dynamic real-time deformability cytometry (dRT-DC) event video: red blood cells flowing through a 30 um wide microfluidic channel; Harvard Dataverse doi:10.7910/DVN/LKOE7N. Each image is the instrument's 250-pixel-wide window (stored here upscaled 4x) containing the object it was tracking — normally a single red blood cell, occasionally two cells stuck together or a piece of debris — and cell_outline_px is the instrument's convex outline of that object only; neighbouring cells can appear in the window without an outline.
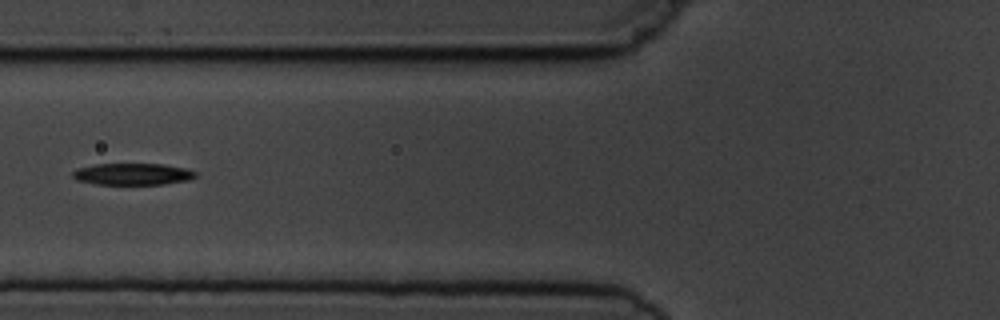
{"species": "common noctule bat (a hibernating species)", "species_latin": "Nyctalus noctula", "temperature_condition": "cold", "stored_images_in_passage": 10, "camera_frame_rate_fps": 3000, "um_per_image_px": 0.085, "animal": {"sex": "male", "body_mass_g": 19.5, "forearm_length_mm": 54.6}, "frame": {"image": 1, "passage_image": 7, "time_ms": 7.0, "image_size_px": [1000, 320], "cell_outline_px": [[196, 176], [188, 180], [164, 184], [96, 184], [76, 180], [72, 176], [72, 172], [76, 168], [96, 164], [164, 164], [188, 168], [196, 172]], "centroid_in_image_um": [11.27, 14.79], "position_along_channel_um": 114.5, "area_um2": 15.61}}
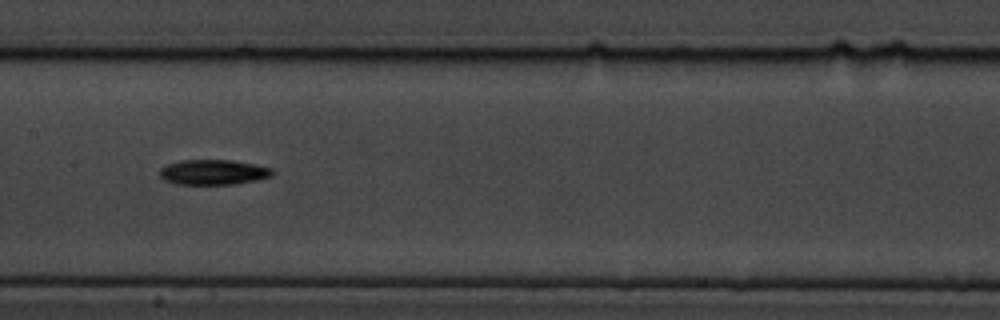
{"frame": {"image": 2, "passage_image": 9, "time_ms": 9.0, "image_size_px": [1000, 320], "cell_outline_px": [[276, 172], [272, 176], [256, 180], [236, 184], [176, 184], [164, 180], [160, 176], [160, 168], [168, 164], [180, 160], [232, 160], [256, 164], [272, 168]], "centroid_in_image_um": [18.16, 14.63], "position_along_channel_um": 189.2, "area_um2": 16.65}}
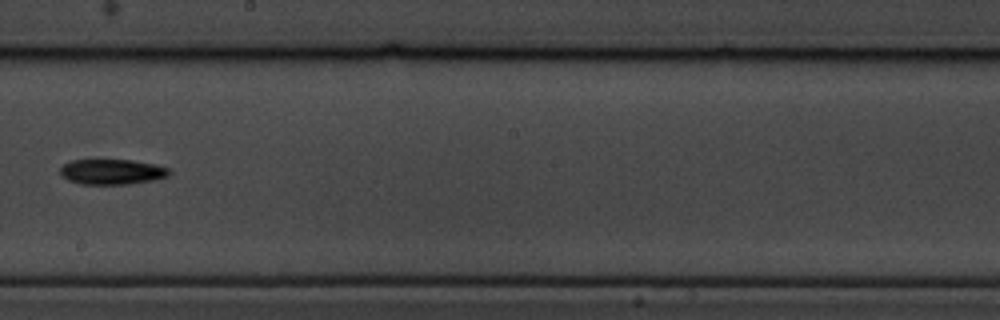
{"frame": {"image": 3, "passage_image": 10, "time_ms": 10.333, "image_size_px": [1000, 320], "cell_outline_px": [[172, 172], [168, 176], [152, 180], [128, 184], [80, 184], [68, 180], [60, 176], [60, 168], [64, 164], [72, 160], [132, 160], [156, 164], [168, 168]], "centroid_in_image_um": [9.51, 14.6], "position_along_channel_um": 238.7, "area_um2": 16.13}}